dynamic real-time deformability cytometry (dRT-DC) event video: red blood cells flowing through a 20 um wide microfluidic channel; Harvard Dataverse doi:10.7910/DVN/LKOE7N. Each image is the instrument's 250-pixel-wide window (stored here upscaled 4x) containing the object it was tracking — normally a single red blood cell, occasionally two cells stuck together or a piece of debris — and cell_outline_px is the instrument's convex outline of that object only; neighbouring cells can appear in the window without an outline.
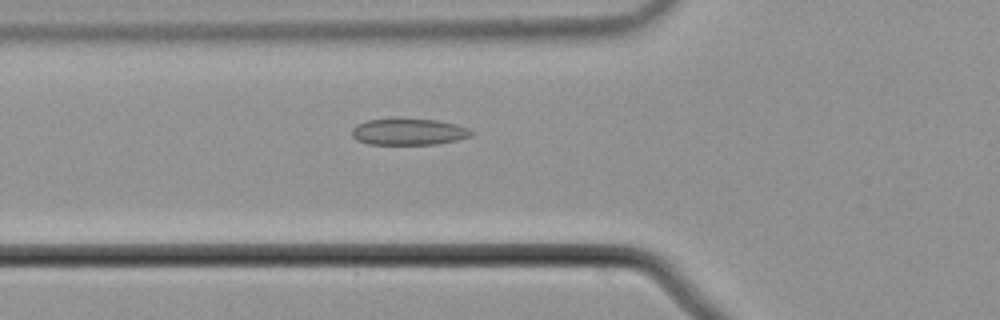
{"species": "common noctule bat (a hibernating species)", "species_latin": "Nyctalus noctula", "temperature_condition": "cold", "stored_images_in_passage": 42, "camera_frame_rate_fps": 3000, "um_per_image_px": 0.085, "animal": {"sex": "male", "body_mass_g": 21.5, "forearm_length_mm": 52.0}, "frame": {"image": 1, "passage_image": 7, "time_ms": 2.0, "image_size_px": [1000, 320], "cell_outline_px": [[476, 132], [472, 136], [456, 140], [436, 144], [368, 144], [356, 140], [352, 136], [352, 128], [356, 124], [368, 120], [388, 116], [396, 116], [440, 120], [456, 124], [468, 128]], "centroid_in_image_um": [34.72, 11.15], "position_along_channel_um": 91.1, "area_um2": 19.36}}
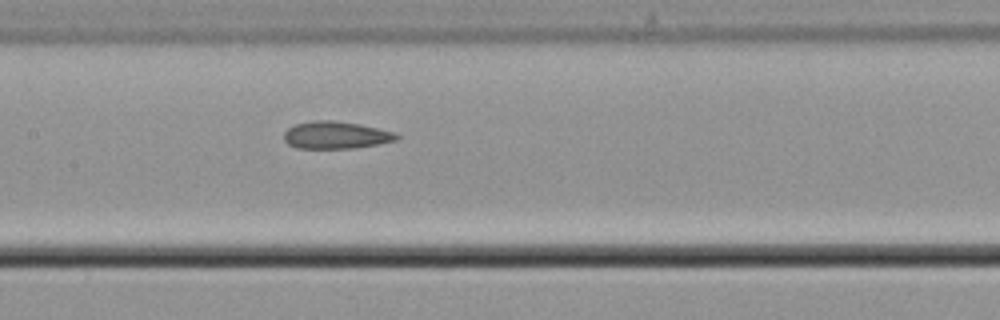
{"frame": {"image": 2, "passage_image": 14, "time_ms": 4.333, "image_size_px": [1000, 320], "cell_outline_px": [[400, 136], [396, 140], [356, 148], [296, 148], [288, 144], [284, 140], [284, 132], [288, 128], [296, 124], [312, 120], [332, 120], [360, 124], [396, 132]], "centroid_in_image_um": [28.54, 11.48], "position_along_channel_um": 178.9, "area_um2": 17.98}}
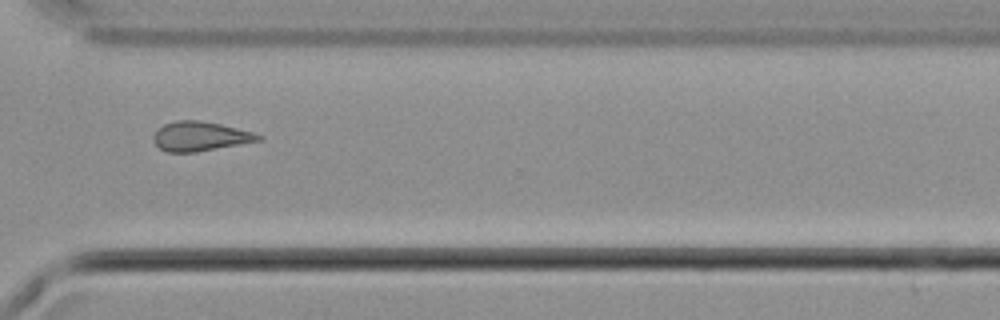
{"frame": {"image": 3, "passage_image": 28, "time_ms": 9.0, "image_size_px": [1000, 320], "cell_outline_px": [[264, 140], [196, 152], [168, 152], [160, 148], [152, 140], [152, 136], [164, 124], [176, 120], [200, 120], [220, 124], [252, 132], [264, 136]], "centroid_in_image_um": [17.03, 11.59], "position_along_channel_um": 353.6, "area_um2": 17.98}}